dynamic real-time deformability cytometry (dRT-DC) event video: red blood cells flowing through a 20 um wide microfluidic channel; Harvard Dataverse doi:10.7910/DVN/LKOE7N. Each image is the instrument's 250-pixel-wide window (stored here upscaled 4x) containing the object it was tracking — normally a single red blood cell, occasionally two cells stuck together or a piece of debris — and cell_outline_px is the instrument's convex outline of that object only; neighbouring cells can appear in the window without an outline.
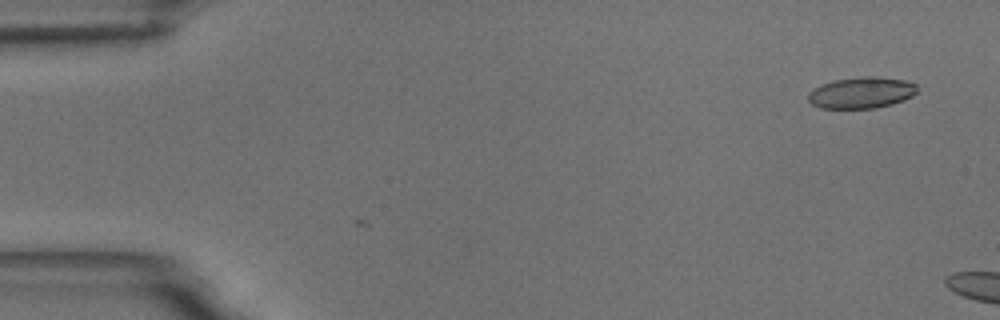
{"species": "common noctule bat (a hibernating species)", "species_latin": "Nyctalus noctula", "temperature_condition": "room temperature", "stored_images_in_passage": 5, "camera_frame_rate_fps": 3000, "um_per_image_px": 0.085, "animal": {"sex": "male", "body_mass_g": 18.8}, "frame": {"image": 1, "passage_image": 1, "time_ms": 0.0, "image_size_px": [1000, 320], "cell_outline_px": [[916, 92], [912, 96], [904, 100], [892, 104], [872, 108], [820, 108], [812, 104], [808, 100], [808, 92], [820, 84], [832, 80], [864, 76], [876, 76], [904, 80], [916, 84]], "centroid_in_image_um": [73.19, 7.87], "position_along_channel_um": 11.8, "area_um2": 19.94}}